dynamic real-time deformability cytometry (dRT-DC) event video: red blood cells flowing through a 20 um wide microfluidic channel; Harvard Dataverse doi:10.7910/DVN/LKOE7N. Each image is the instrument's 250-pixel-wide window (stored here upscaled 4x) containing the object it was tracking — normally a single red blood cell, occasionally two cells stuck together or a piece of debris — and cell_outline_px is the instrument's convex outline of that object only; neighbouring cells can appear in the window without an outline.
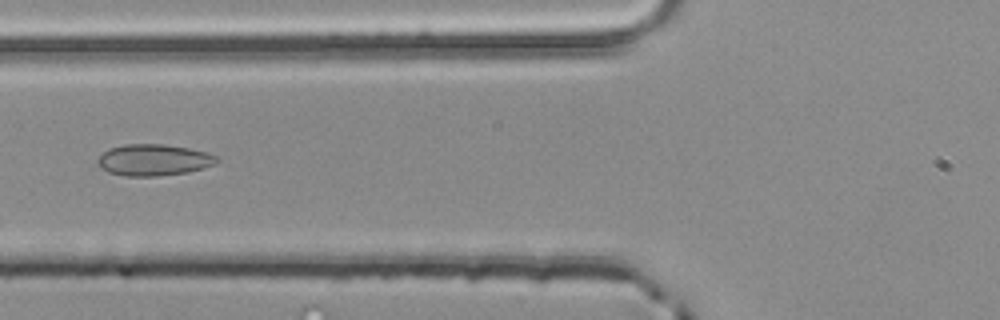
{"species": "common noctule bat (a hibernating species)", "species_latin": "Nyctalus noctula", "temperature_condition": "room temperature", "stored_images_in_passage": 4, "camera_frame_rate_fps": 3000, "um_per_image_px": 0.085, "animal": {"sex": "male", "body_mass_g": 20.4}, "frame": {"image": 1, "passage_image": 4, "time_ms": 1.0, "image_size_px": [1000, 320], "cell_outline_px": [[220, 160], [204, 168], [188, 172], [156, 176], [124, 176], [108, 172], [100, 168], [96, 160], [108, 148], [124, 144], [164, 144], [188, 148], [204, 152], [216, 156]], "centroid_in_image_um": [13.01, 13.6], "position_along_channel_um": 112.8, "area_um2": 21.79}}